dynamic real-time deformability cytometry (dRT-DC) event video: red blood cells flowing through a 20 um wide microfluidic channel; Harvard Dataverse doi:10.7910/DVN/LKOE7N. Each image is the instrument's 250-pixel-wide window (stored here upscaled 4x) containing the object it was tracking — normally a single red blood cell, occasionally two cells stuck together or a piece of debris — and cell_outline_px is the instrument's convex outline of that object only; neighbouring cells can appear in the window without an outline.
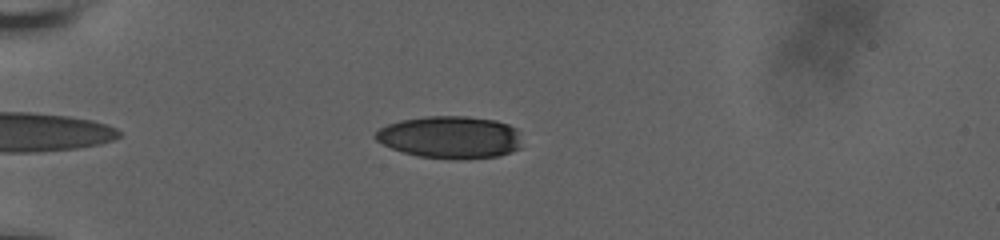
{"species": "human", "species_latin": "Homo sapiens", "temperature_condition": "room temperature", "stored_images_in_passage": 42, "camera_frame_rate_fps": 3000, "um_per_image_px": 0.085, "donor": {"sex": "male"}, "frame": {"image": 1, "passage_image": 7, "time_ms": 2.0, "image_size_px": [1000, 240], "cell_outline_px": [[520, 148], [512, 152], [500, 156], [460, 160], [420, 156], [404, 152], [392, 148], [376, 140], [372, 136], [380, 128], [388, 124], [400, 120], [424, 116], [468, 116], [496, 120], [508, 124], [516, 128]], "centroid_in_image_um": [38.26, 11.66], "position_along_channel_um": 46.7, "area_um2": 36.24}}
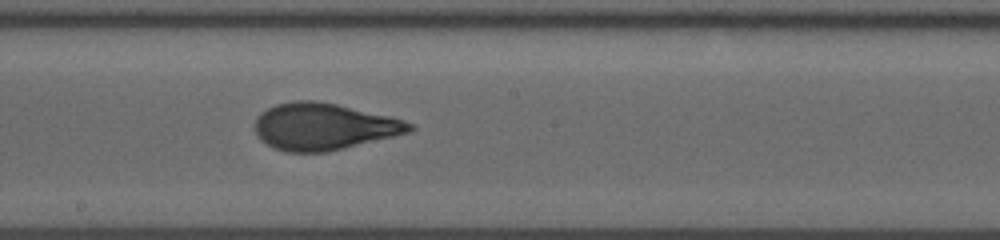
{"frame": {"image": 2, "passage_image": 24, "time_ms": 7.667, "image_size_px": [1000, 240], "cell_outline_px": [[416, 128], [408, 132], [328, 152], [288, 152], [272, 148], [260, 140], [256, 132], [256, 116], [260, 112], [276, 104], [296, 100], [312, 100], [336, 104], [388, 116], [404, 120], [412, 124]], "centroid_in_image_um": [27.47, 10.76], "position_along_channel_um": 220.7, "area_um2": 41.85}}
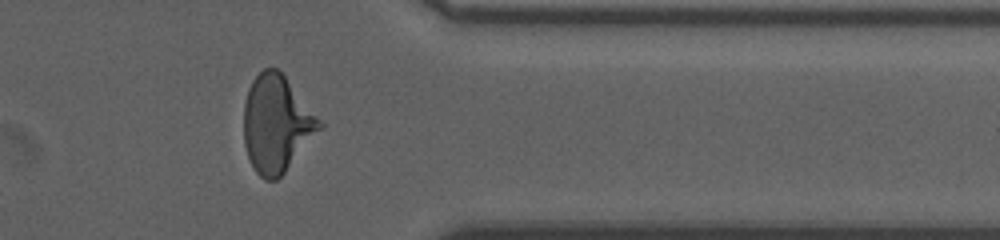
{"frame": {"image": 3, "passage_image": 38, "time_ms": 12.333, "image_size_px": [1000, 240], "cell_outline_px": [[324, 128], [284, 172], [276, 180], [264, 180], [256, 172], [248, 156], [244, 144], [244, 104], [248, 88], [252, 80], [264, 68], [276, 68], [284, 76], [324, 124]], "centroid_in_image_um": [23.51, 10.54], "position_along_channel_um": 387.9, "area_um2": 42.54}, "authors_computed_cell_mechanics": {"area_um2": 40.5756, "velocity_mm_per_s": 3.7435, "shape_relaxation_time_tau1_ms": 5.3026, "shape_relaxation_time_tau2_ms": 0.9558, "deformation_change_tau1": 0.2115, "deformation_change_tau2": 0.0824}}